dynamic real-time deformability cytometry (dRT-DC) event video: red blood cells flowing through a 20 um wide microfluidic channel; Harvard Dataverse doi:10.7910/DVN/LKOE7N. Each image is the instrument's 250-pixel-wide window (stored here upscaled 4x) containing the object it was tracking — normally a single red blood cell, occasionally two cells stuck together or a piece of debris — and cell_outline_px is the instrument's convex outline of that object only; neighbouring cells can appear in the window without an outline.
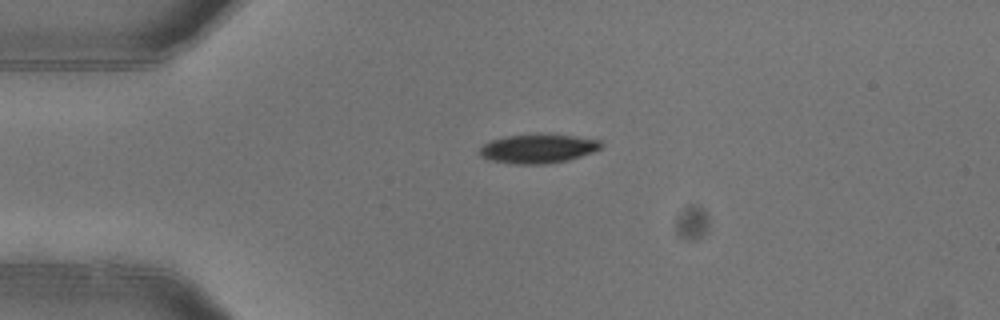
{"species": "common noctule bat (a hibernating species)", "species_latin": "Nyctalus noctula", "temperature_condition": "warm", "stored_images_in_passage": 1, "camera_frame_rate_fps": 3000, "um_per_image_px": 0.085, "animal": {"sex": "female"}, "frame": {"image": 1, "passage_image": 1, "time_ms": 0.0, "image_size_px": [1000, 320], "cell_outline_px": [[604, 144], [600, 148], [592, 152], [568, 160], [544, 164], [512, 164], [488, 160], [480, 156], [480, 148], [484, 144], [492, 140], [508, 136], [572, 136], [600, 140]], "centroid_in_image_um": [45.71, 12.67], "position_along_channel_um": 39.3, "area_um2": 19.88}}